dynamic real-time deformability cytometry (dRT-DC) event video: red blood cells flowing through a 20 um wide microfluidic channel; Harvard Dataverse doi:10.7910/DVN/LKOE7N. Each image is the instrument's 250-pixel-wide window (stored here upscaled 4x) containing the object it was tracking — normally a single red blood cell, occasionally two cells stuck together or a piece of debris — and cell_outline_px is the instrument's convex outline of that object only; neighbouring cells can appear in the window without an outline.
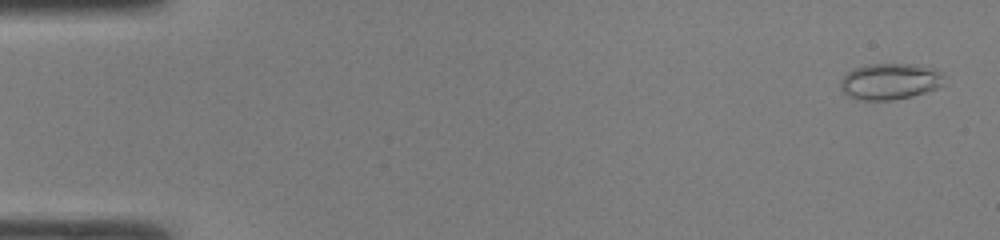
{"species": "common noctule bat (a hibernating species)", "species_latin": "Nyctalus noctula", "temperature_condition": "room temperature", "stored_images_in_passage": 48, "camera_frame_rate_fps": 3000, "um_per_image_px": 0.085, "animal": {"sex": "male", "body_mass_g": 19.0, "forearm_length_mm": 50.8}, "frame": {"image": 1, "passage_image": 2, "time_ms": 0.333, "image_size_px": [1000, 240], "cell_outline_px": [[940, 84], [936, 88], [912, 96], [892, 100], [864, 100], [848, 96], [840, 88], [840, 80], [848, 72], [856, 68], [872, 64], [916, 64], [936, 72], [940, 76]], "centroid_in_image_um": [75.54, 6.94], "position_along_channel_um": 9.5, "area_um2": 21.1}}
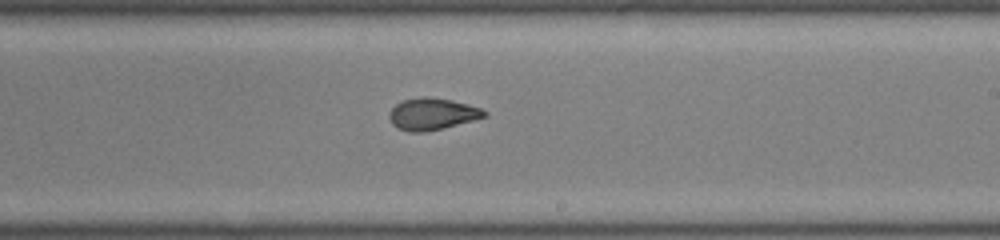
{"frame": {"image": 2, "passage_image": 29, "time_ms": 9.333, "image_size_px": [1000, 240], "cell_outline_px": [[488, 116], [424, 132], [412, 132], [400, 128], [392, 124], [388, 116], [392, 108], [396, 104], [404, 100], [424, 96], [452, 100], [468, 104], [480, 108], [488, 112]], "centroid_in_image_um": [36.74, 9.67], "position_along_channel_um": 252.3, "area_um2": 17.28}}
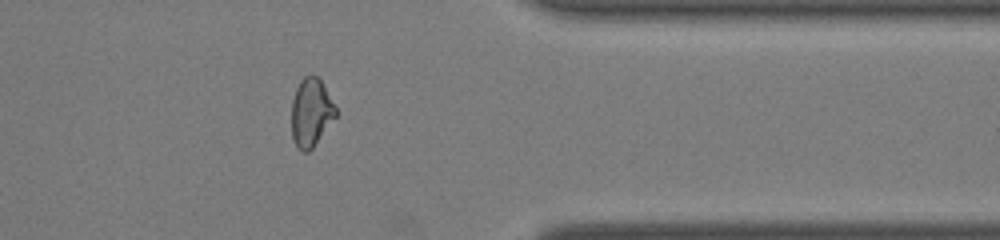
{"frame": {"image": 3, "passage_image": 39, "time_ms": 12.667, "image_size_px": [1000, 240], "cell_outline_px": [[336, 116], [312, 148], [308, 152], [304, 152], [296, 144], [292, 136], [292, 100], [296, 88], [300, 80], [304, 76], [316, 76], [324, 84], [336, 108]], "centroid_in_image_um": [26.44, 9.53], "position_along_channel_um": 385.0, "area_um2": 17.28}, "authors_computed_cell_mechanics": {"area_um2": 18.4382, "velocity_mm_per_s": 4.3164, "shape_relaxation_time_tau1_ms": 7.8984, "shape_relaxation_time_tau2_ms": 2.0462, "deformation_change_tau1": 0.1796, "deformation_change_tau2": 0.0674}}